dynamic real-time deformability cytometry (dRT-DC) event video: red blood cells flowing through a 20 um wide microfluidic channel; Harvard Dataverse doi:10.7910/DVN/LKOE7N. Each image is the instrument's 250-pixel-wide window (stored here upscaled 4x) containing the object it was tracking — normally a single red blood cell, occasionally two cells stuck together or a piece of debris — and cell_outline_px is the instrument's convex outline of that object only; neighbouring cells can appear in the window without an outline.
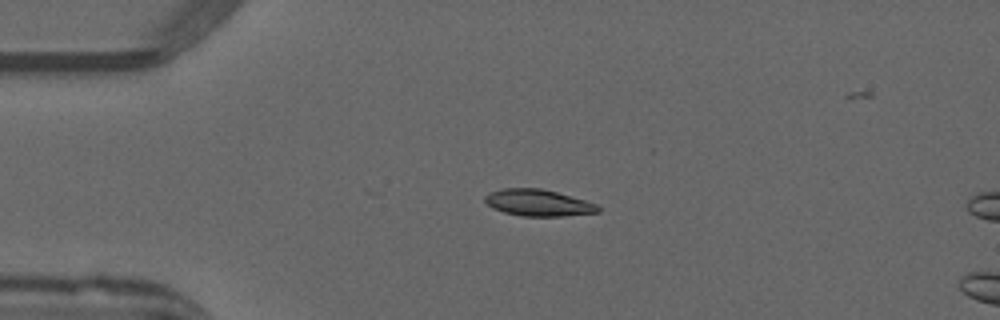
{"species": "common noctule bat (a hibernating species)", "species_latin": "Nyctalus noctula", "temperature_condition": "warm", "stored_images_in_passage": 15, "camera_frame_rate_fps": 3000, "um_per_image_px": 0.085, "animal": {"sex": "male", "forearm_length_mm": 52.5}, "frame": {"image": 1, "passage_image": 11, "time_ms": 3.333, "image_size_px": [1000, 320], "cell_outline_px": [[600, 212], [564, 216], [524, 216], [504, 212], [492, 208], [484, 200], [484, 196], [492, 192], [504, 188], [540, 188], [556, 192], [584, 200], [596, 204], [600, 208]], "centroid_in_image_um": [45.75, 17.24], "position_along_channel_um": 39.3, "area_um2": 17.34}}